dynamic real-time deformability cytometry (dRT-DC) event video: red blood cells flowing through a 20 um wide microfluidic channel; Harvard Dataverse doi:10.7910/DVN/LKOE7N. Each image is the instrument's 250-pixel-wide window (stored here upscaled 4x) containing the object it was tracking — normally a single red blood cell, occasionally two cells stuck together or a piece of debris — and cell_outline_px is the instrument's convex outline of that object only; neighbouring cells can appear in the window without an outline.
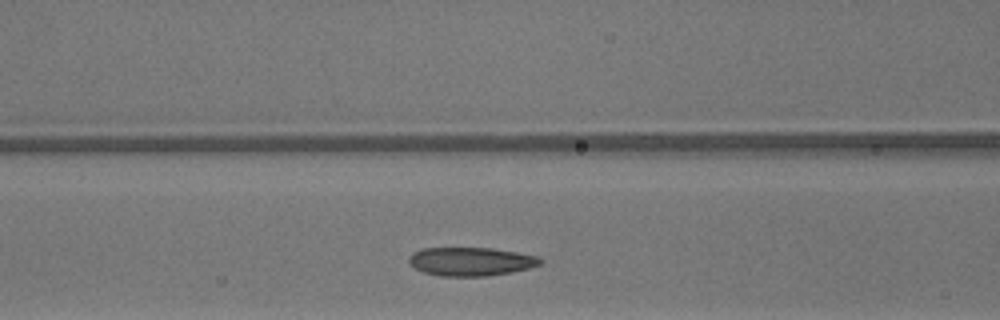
{"species": "common noctule bat (a hibernating species)", "species_latin": "Nyctalus noctula", "temperature_condition": "warm", "stored_images_in_passage": 29, "camera_frame_rate_fps": 3000, "um_per_image_px": 0.085, "animal": {"sex": "male", "body_mass_g": 13.3}, "frame": {"image": 1, "passage_image": 12, "time_ms": 3.667, "image_size_px": [1000, 320], "cell_outline_px": [[544, 260], [540, 264], [528, 268], [512, 272], [488, 276], [440, 276], [424, 272], [408, 264], [408, 256], [412, 252], [420, 248], [492, 248], [540, 256]], "centroid_in_image_um": [40.01, 22.22], "position_along_channel_um": 126.6, "area_um2": 22.08}}
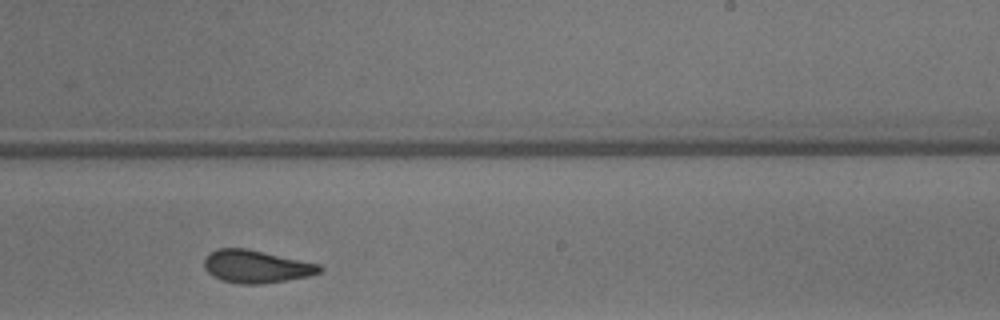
{"frame": {"image": 2, "passage_image": 22, "time_ms": 7.0, "image_size_px": [1000, 320], "cell_outline_px": [[324, 268], [320, 272], [308, 276], [288, 280], [260, 284], [240, 284], [220, 280], [208, 272], [204, 268], [204, 260], [212, 252], [220, 248], [244, 248], [320, 264]], "centroid_in_image_um": [21.79, 22.67], "position_along_channel_um": 267.2, "area_um2": 21.79}}
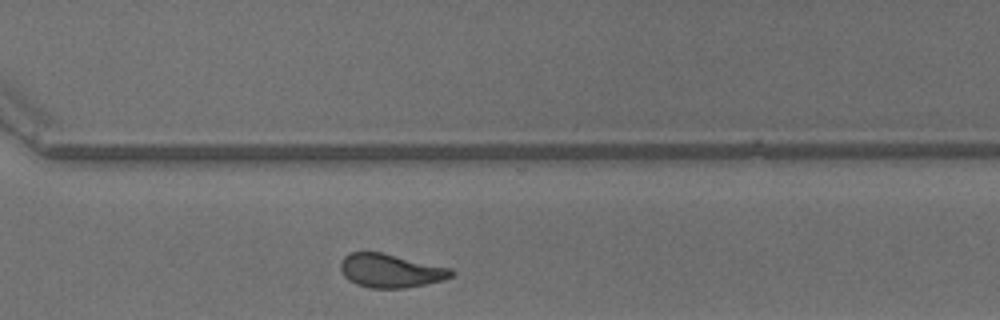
{"frame": {"image": 3, "passage_image": 27, "time_ms": 8.667, "image_size_px": [1000, 320], "cell_outline_px": [[456, 272], [452, 276], [444, 280], [404, 288], [372, 288], [356, 284], [348, 280], [344, 276], [340, 268], [340, 264], [344, 256], [352, 252], [380, 252], [452, 268]], "centroid_in_image_um": [33.21, 23.01], "position_along_channel_um": 337.4, "area_um2": 21.68}, "authors_computed_cell_mechanics": {"area_um2": 21.9062, "velocity_mm_per_s": 4.2197, "shape_relaxation_time_tau1_ms": 8.9165, "shape_relaxation_time_tau2_ms": 3.7467, "deformation_change_tau1": 0.2277, "deformation_change_tau2": 0.0882}}